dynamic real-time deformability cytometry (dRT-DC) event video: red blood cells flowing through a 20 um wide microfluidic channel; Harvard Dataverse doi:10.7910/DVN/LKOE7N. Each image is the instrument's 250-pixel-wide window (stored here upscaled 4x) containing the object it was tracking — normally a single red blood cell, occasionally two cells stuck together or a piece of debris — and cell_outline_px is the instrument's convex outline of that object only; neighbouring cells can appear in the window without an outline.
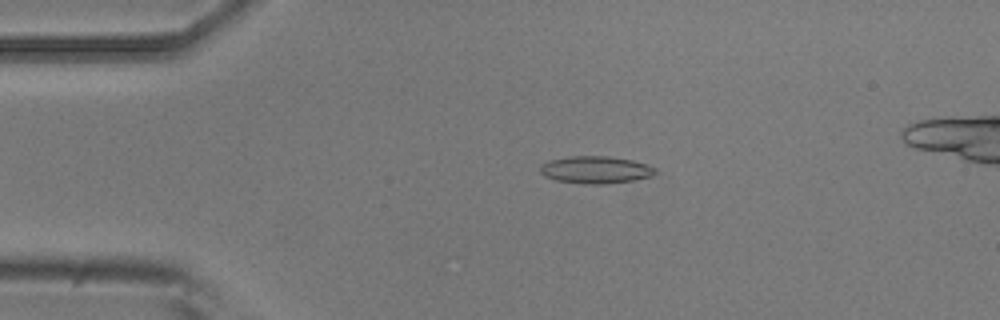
{"species": "common noctule bat (a hibernating species)", "species_latin": "Nyctalus noctula", "temperature_condition": "room temperature", "stored_images_in_passage": 5, "camera_frame_rate_fps": 3000, "um_per_image_px": 0.085, "animal": {"sex": "male", "body_mass_g": 20.5, "forearm_length_mm": 52.5}, "frame": {"image": 1, "passage_image": 4, "time_ms": 3.667, "image_size_px": [1000, 320], "cell_outline_px": [[656, 172], [652, 176], [632, 180], [604, 184], [584, 184], [556, 180], [544, 176], [540, 172], [540, 164], [552, 160], [568, 156], [608, 156], [632, 160], [656, 168]], "centroid_in_image_um": [50.6, 14.43], "position_along_channel_um": 34.4, "area_um2": 18.21}}